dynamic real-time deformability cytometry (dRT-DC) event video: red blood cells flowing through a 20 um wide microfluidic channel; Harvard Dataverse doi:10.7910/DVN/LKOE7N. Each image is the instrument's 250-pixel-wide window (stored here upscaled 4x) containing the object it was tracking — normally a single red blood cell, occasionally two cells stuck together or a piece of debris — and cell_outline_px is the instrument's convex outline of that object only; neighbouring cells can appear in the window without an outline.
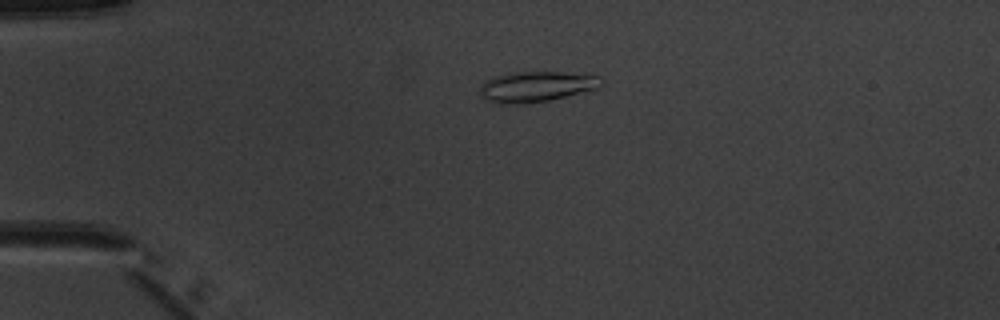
{"species": "common noctule bat (a hibernating species)", "species_latin": "Nyctalus noctula", "temperature_condition": "warm", "stored_images_in_passage": 2, "camera_frame_rate_fps": 3000, "um_per_image_px": 0.085, "animal": {"sex": "male", "body_mass_g": 20.1, "forearm_length_mm": 53.5}, "frame": {"image": 1, "passage_image": 1, "time_ms": 0.0, "image_size_px": [1000, 320], "cell_outline_px": [[604, 84], [600, 88], [548, 100], [516, 104], [492, 104], [484, 100], [480, 96], [480, 84], [484, 80], [492, 76], [512, 72], [560, 72], [600, 76], [604, 80]], "centroid_in_image_um": [45.53, 7.36], "position_along_channel_um": 39.5, "area_um2": 21.96}}